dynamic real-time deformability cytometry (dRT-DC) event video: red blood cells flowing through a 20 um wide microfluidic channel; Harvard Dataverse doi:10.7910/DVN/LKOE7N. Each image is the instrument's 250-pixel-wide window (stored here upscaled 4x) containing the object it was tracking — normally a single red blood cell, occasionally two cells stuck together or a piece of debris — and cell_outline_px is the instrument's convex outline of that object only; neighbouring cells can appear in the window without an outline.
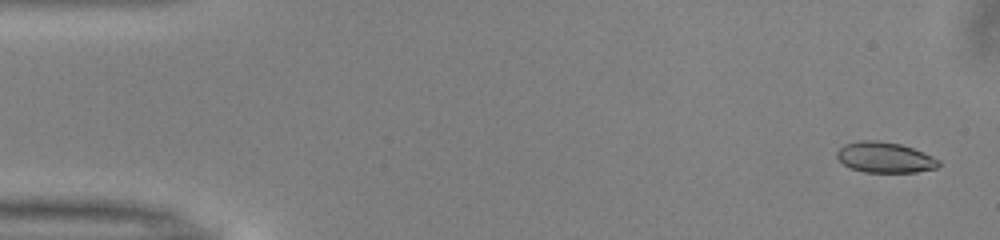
{"species": "common noctule bat (a hibernating species)", "species_latin": "Nyctalus noctula", "temperature_condition": "warm", "stored_images_in_passage": 51, "camera_frame_rate_fps": 3000, "um_per_image_px": 0.085, "animal": {"sex": "male", "body_mass_g": 13.0, "forearm_length_mm": 53.1}, "frame": {"image": 1, "passage_image": 2, "time_ms": 0.333, "image_size_px": [1000, 240], "cell_outline_px": [[940, 164], [936, 168], [916, 172], [864, 172], [848, 168], [836, 156], [836, 152], [844, 144], [860, 140], [880, 140], [900, 144], [924, 152], [940, 160]], "centroid_in_image_um": [75.2, 13.38], "position_along_channel_um": 9.8, "area_um2": 18.26}}
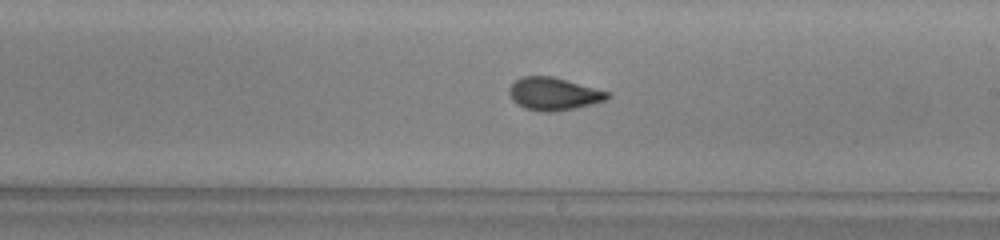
{"frame": {"image": 2, "passage_image": 29, "time_ms": 9.333, "image_size_px": [1000, 240], "cell_outline_px": [[608, 100], [572, 108], [552, 112], [544, 112], [524, 108], [516, 104], [512, 100], [508, 92], [512, 84], [516, 80], [524, 76], [552, 76], [608, 92]], "centroid_in_image_um": [47.01, 7.98], "position_along_channel_um": 242.0, "area_um2": 18.38}}
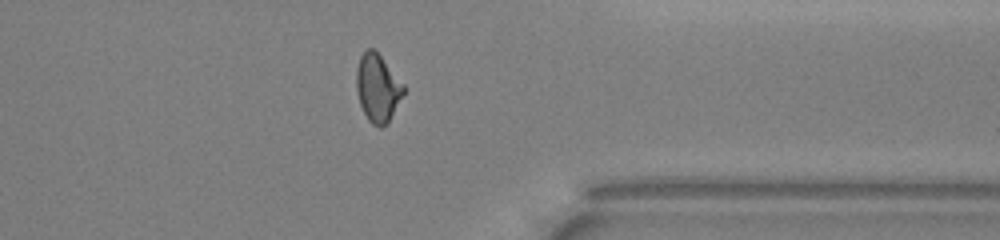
{"frame": {"image": 3, "passage_image": 40, "time_ms": 13.0, "image_size_px": [1000, 240], "cell_outline_px": [[404, 92], [388, 124], [380, 128], [372, 124], [368, 120], [360, 104], [356, 88], [356, 68], [360, 56], [364, 48], [372, 48], [380, 56], [404, 84]], "centroid_in_image_um": [32.08, 7.48], "position_along_channel_um": 379.3, "area_um2": 18.61}, "authors_computed_cell_mechanics": {"area_um2": 18.4382, "velocity_mm_per_s": 4.0246, "shape_relaxation_time_tau1_ms": 4.0202, "shape_relaxation_time_tau2_ms": 1.0607, "deformation_change_tau1": 0.1333, "deformation_change_tau2": 0.0513}}